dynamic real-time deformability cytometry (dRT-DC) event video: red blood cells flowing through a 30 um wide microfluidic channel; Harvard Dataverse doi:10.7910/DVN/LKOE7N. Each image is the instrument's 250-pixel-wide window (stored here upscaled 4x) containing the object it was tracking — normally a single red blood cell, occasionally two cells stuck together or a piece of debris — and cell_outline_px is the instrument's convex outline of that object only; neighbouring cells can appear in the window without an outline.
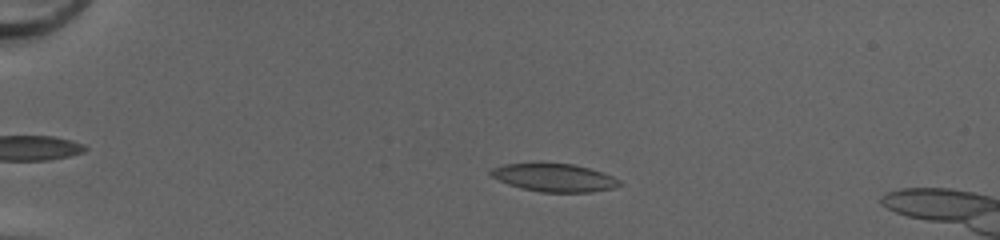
{"species": "common noctule bat (a hibernating species)", "species_latin": "Nyctalus noctula", "temperature_condition": "cold", "stored_images_in_passage": 51, "camera_frame_rate_fps": 3000, "um_per_image_px": 0.085, "animal": {"sex": "female", "body_mass_g": 20.0, "forearm_length_mm": 54.0}, "frame": {"image": 1, "passage_image": 13, "time_ms": 4.0, "image_size_px": [1000, 240], "cell_outline_px": [[624, 184], [616, 188], [592, 192], [540, 192], [520, 188], [508, 184], [492, 176], [488, 172], [492, 168], [504, 164], [540, 160], [572, 164], [604, 172], [620, 180]], "centroid_in_image_um": [47.11, 15.06], "position_along_channel_um": 37.9, "area_um2": 21.91}}
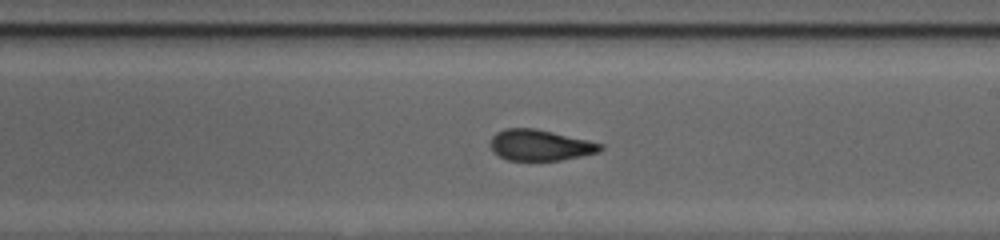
{"frame": {"image": 2, "passage_image": 32, "time_ms": 10.333, "image_size_px": [1000, 240], "cell_outline_px": [[604, 148], [600, 152], [560, 160], [508, 160], [492, 152], [488, 144], [492, 136], [496, 132], [504, 128], [536, 128], [588, 140], [604, 144]], "centroid_in_image_um": [45.88, 12.33], "position_along_channel_um": 243.1, "area_um2": 20.06}}
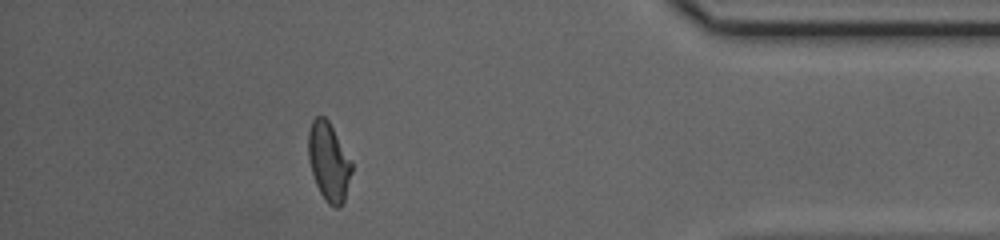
{"frame": {"image": 3, "passage_image": 46, "time_ms": 15.0, "image_size_px": [1000, 240], "cell_outline_px": [[352, 172], [344, 200], [340, 208], [336, 208], [328, 204], [324, 200], [316, 184], [308, 160], [308, 132], [312, 120], [316, 116], [324, 116], [328, 120], [352, 160]], "centroid_in_image_um": [27.94, 13.75], "position_along_channel_um": 407.3, "area_um2": 20.0}, "authors_computed_cell_mechanics": {"area_um2": 20.808, "velocity_mm_per_s": 4.236, "shape_relaxation_time_tau1_ms": null, "shape_relaxation_time_tau2_ms": 1.5497, "deformation_change_tau1": null, "deformation_change_tau2": 0.0743}}